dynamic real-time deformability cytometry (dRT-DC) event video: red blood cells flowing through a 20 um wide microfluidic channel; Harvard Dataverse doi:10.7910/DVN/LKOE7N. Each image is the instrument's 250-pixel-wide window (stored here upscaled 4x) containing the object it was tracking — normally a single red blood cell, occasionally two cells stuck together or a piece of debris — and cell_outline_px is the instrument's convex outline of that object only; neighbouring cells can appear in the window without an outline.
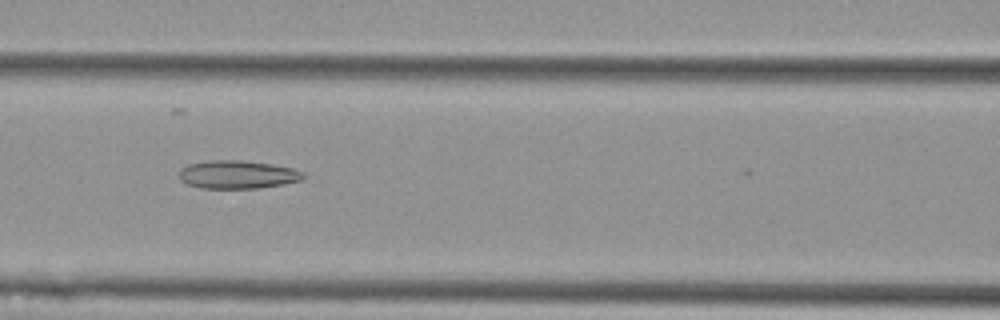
{"species": "Egyptian fruit bat (a non-hibernating species)", "species_latin": "Rousettus aegyptiacus", "temperature_condition": "cold", "stored_images_in_passage": 8, "camera_frame_rate_fps": 3000, "um_per_image_px": 0.085, "animal": {"sex": "female"}, "frame": {"image": 1, "passage_image": 4, "time_ms": 1.0, "image_size_px": [1000, 320], "cell_outline_px": [[304, 180], [284, 184], [256, 188], [200, 188], [188, 184], [180, 180], [180, 168], [188, 164], [212, 160], [240, 160], [272, 164], [292, 168], [304, 172]], "centroid_in_image_um": [20.21, 14.83], "position_along_channel_um": 146.4, "area_um2": 20.4}}
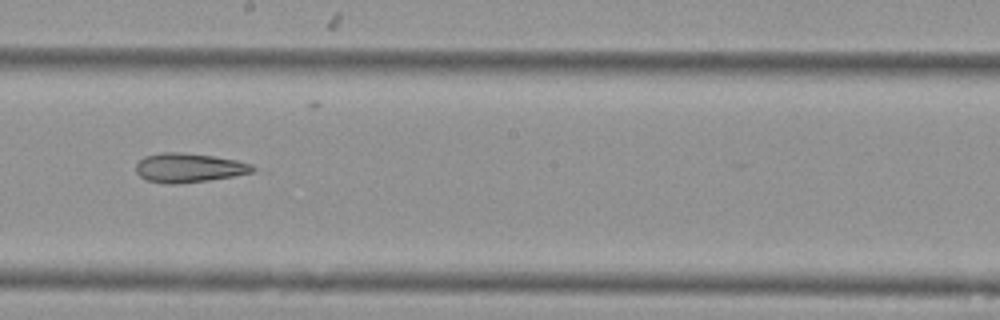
{"frame": {"image": 2, "passage_image": 6, "time_ms": 1.667, "image_size_px": [1000, 320], "cell_outline_px": [[256, 168], [252, 172], [232, 176], [208, 180], [176, 184], [168, 184], [148, 180], [140, 176], [136, 172], [136, 164], [144, 156], [160, 152], [180, 152], [212, 156], [236, 160], [252, 164]], "centroid_in_image_um": [16.03, 14.25], "position_along_channel_um": 232.2, "area_um2": 19.71}}
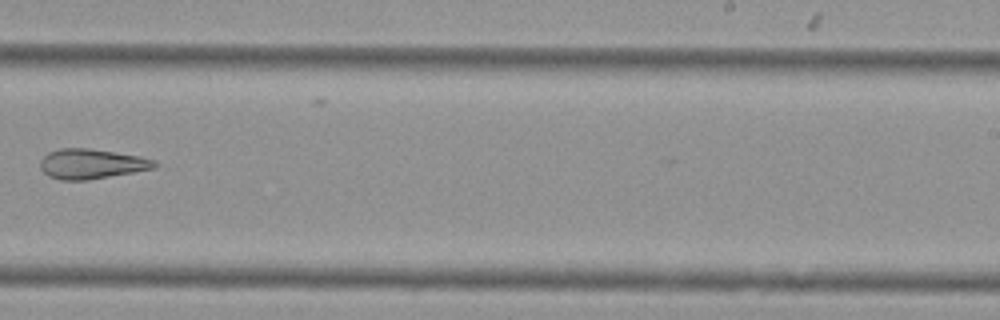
{"frame": {"image": 3, "passage_image": 7, "time_ms": 2.0, "image_size_px": [1000, 320], "cell_outline_px": [[156, 168], [88, 180], [60, 180], [48, 176], [40, 168], [40, 160], [48, 152], [60, 148], [88, 148], [140, 156], [156, 160]], "centroid_in_image_um": [7.76, 13.93], "position_along_channel_um": 281.2, "area_um2": 19.94}}